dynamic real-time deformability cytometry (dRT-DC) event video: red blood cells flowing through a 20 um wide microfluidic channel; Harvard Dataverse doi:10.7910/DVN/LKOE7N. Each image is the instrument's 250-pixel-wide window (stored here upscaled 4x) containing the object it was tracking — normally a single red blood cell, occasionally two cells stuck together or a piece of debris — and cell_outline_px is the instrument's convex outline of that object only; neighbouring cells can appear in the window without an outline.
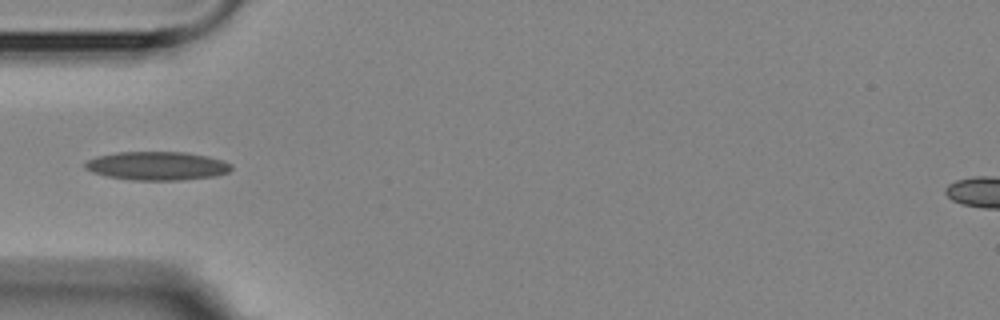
{"species": "Egyptian fruit bat (a non-hibernating species)", "species_latin": "Rousettus aegyptiacus", "temperature_condition": "room temperature", "stored_images_in_passage": 12, "camera_frame_rate_fps": 3000, "um_per_image_px": 0.085, "animal": {"sex": "female"}, "frame": {"image": 1, "passage_image": 1, "time_ms": 0.0, "image_size_px": [1000, 320], "cell_outline_px": [[232, 168], [228, 172], [216, 176], [180, 180], [132, 180], [108, 176], [92, 172], [84, 168], [84, 164], [88, 160], [96, 156], [116, 152], [184, 152], [208, 156], [224, 160], [232, 164]], "centroid_in_image_um": [13.37, 14.09], "position_along_channel_um": 71.6, "area_um2": 24.45}}
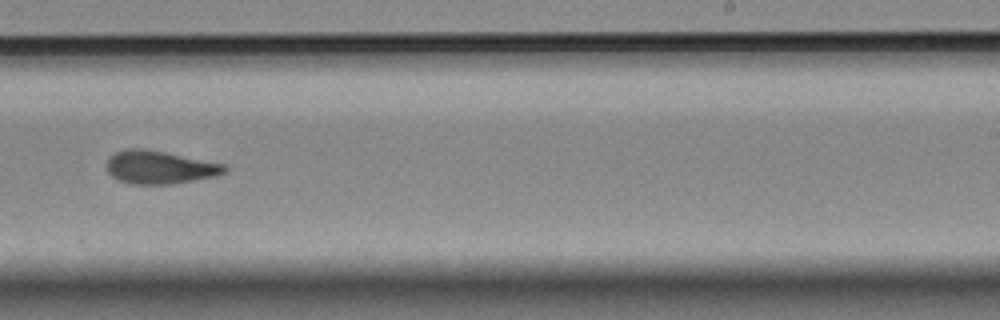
{"frame": {"image": 2, "passage_image": 6, "time_ms": 5.667, "image_size_px": [1000, 320], "cell_outline_px": [[228, 168], [224, 172], [216, 176], [172, 184], [132, 184], [116, 180], [108, 172], [108, 160], [116, 152], [128, 148], [140, 148], [164, 152], [224, 164]], "centroid_in_image_um": [13.56, 14.23], "position_along_channel_um": 275.4, "area_um2": 22.43}}
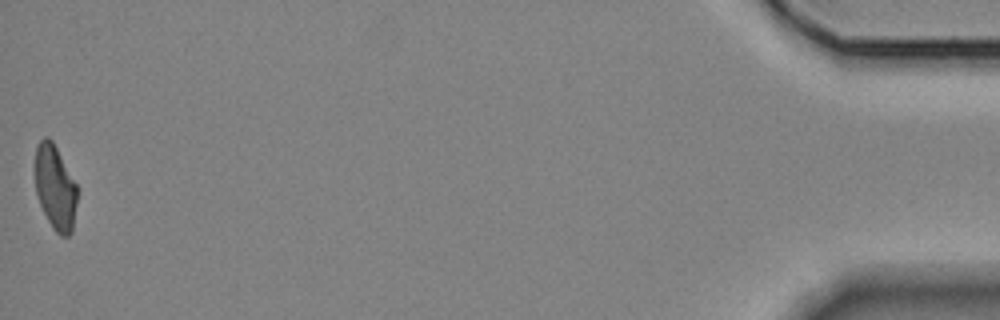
{"frame": {"image": 3, "passage_image": 12, "time_ms": 12.667, "image_size_px": [1000, 320], "cell_outline_px": [[76, 204], [72, 232], [68, 236], [60, 236], [52, 228], [40, 204], [36, 192], [36, 148], [40, 140], [44, 136], [48, 136], [52, 140], [76, 184]], "centroid_in_image_um": [4.69, 15.95], "position_along_channel_um": 430.5, "area_um2": 20.4}}